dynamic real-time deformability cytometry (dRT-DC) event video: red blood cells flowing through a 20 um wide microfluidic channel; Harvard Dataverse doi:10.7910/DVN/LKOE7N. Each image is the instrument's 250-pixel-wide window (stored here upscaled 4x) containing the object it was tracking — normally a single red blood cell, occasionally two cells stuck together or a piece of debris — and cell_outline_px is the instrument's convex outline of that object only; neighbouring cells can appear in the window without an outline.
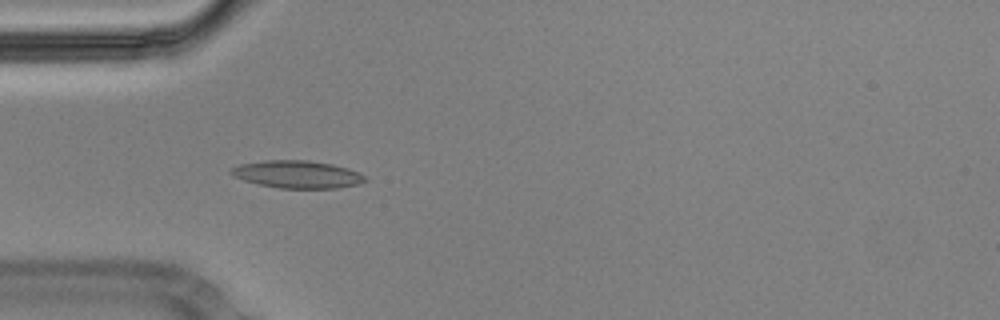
{"species": "Egyptian fruit bat (a non-hibernating species)", "species_latin": "Rousettus aegyptiacus", "temperature_condition": "cold", "stored_images_in_passage": 40, "camera_frame_rate_fps": 3000, "um_per_image_px": 0.085, "animal": {"sex": "male"}, "frame": {"image": 1, "passage_image": 1, "time_ms": 0.0, "image_size_px": [1000, 320], "cell_outline_px": [[368, 180], [360, 184], [336, 188], [280, 188], [260, 184], [244, 180], [232, 176], [228, 172], [232, 168], [240, 164], [264, 160], [308, 160], [332, 164], [348, 168], [364, 176]], "centroid_in_image_um": [25.26, 14.81], "position_along_channel_um": 59.7, "area_um2": 21.44}, "authors_computed_cell_mechanics": {"area_um2": 21.7328, "velocity_mm_per_s": 3.5716, "shape_relaxation_time_tau1_ms": null, "shape_relaxation_time_tau2_ms": 2.0292, "deformation_change_tau1": null, "deformation_change_tau2": 0.0699}}